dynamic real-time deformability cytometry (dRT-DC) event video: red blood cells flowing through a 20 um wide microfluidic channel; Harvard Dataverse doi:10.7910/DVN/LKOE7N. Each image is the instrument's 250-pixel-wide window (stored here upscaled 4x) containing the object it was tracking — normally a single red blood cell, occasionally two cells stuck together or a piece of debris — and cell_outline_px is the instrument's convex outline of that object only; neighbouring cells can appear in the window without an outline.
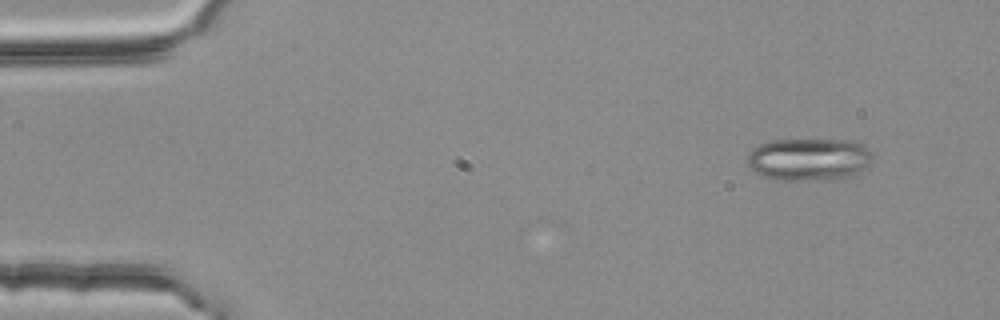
{"species": "common noctule bat (a hibernating species)", "species_latin": "Nyctalus noctula", "temperature_condition": "room temperature", "stored_images_in_passage": 4, "camera_frame_rate_fps": 3000, "um_per_image_px": 0.085, "animal": {"sex": "female", "body_mass_g": 25.1}, "frame": {"image": 1, "passage_image": 1, "time_ms": 0.0, "image_size_px": [1000, 320], "cell_outline_px": [[872, 156], [868, 164], [864, 168], [848, 176], [832, 180], [768, 180], [748, 168], [748, 152], [752, 148], [760, 144], [772, 140], [856, 140], [872, 152]], "centroid_in_image_um": [68.7, 13.55], "position_along_channel_um": 16.3, "area_um2": 31.33}}